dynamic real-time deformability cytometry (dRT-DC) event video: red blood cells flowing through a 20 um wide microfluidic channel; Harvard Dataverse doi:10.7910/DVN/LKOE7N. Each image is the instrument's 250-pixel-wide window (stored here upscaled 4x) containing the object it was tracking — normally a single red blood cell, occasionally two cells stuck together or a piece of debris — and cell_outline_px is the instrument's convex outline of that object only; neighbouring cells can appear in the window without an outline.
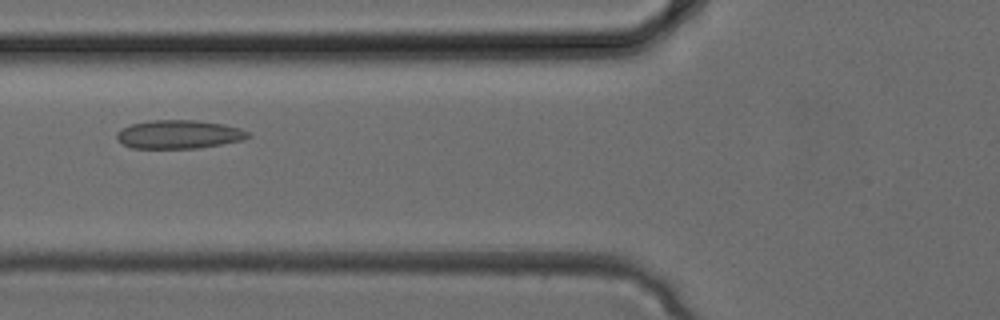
{"species": "common noctule bat (a hibernating species)", "species_latin": "Nyctalus noctula", "temperature_condition": "cold", "stored_images_in_passage": 33, "camera_frame_rate_fps": 3000, "um_per_image_px": 0.085, "animal": {"sex": "female", "body_mass_g": 24.6, "forearm_length_mm": 56.2}, "frame": {"image": 1, "passage_image": 12, "time_ms": 3.667, "image_size_px": [1000, 320], "cell_outline_px": [[252, 136], [244, 140], [196, 148], [132, 148], [116, 140], [116, 132], [132, 124], [152, 120], [196, 120], [224, 124], [240, 128], [248, 132]], "centroid_in_image_um": [15.22, 11.42], "position_along_channel_um": 110.6, "area_um2": 21.79}}
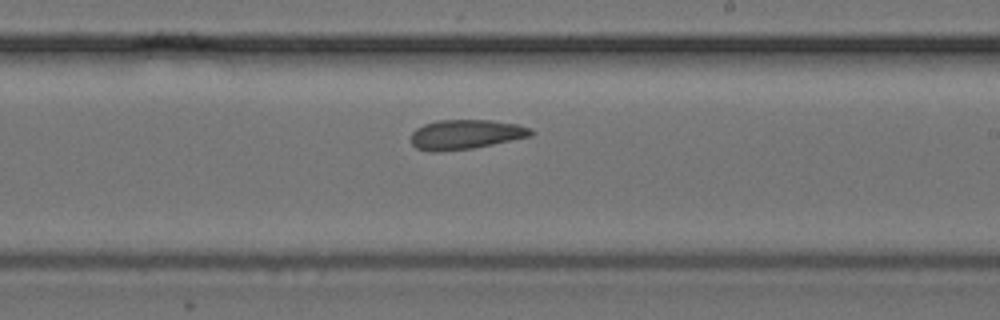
{"frame": {"image": 2, "passage_image": 19, "time_ms": 6.0, "image_size_px": [1000, 320], "cell_outline_px": [[536, 132], [532, 136], [472, 148], [436, 152], [428, 152], [416, 148], [412, 144], [412, 132], [416, 128], [424, 124], [440, 120], [492, 120], [516, 124], [532, 128]], "centroid_in_image_um": [39.6, 11.43], "position_along_channel_um": 249.4, "area_um2": 20.75}}
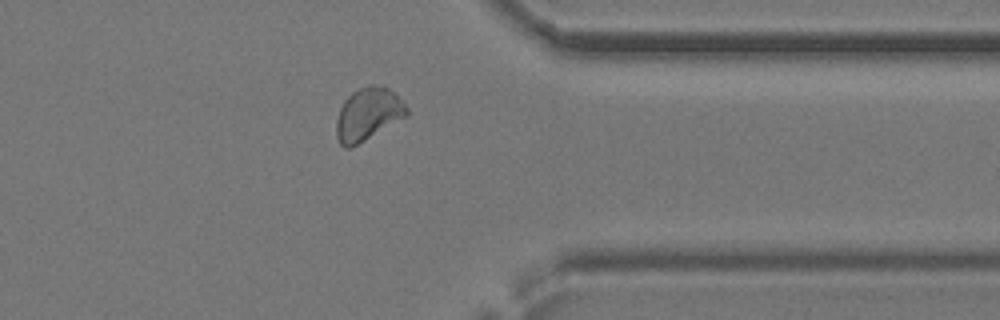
{"frame": {"image": 3, "passage_image": 26, "time_ms": 8.333, "image_size_px": [1000, 320], "cell_outline_px": [[408, 116], [352, 148], [344, 148], [340, 144], [336, 136], [336, 120], [340, 108], [344, 100], [352, 92], [368, 84], [372, 84], [388, 88], [408, 108]], "centroid_in_image_um": [31.26, 9.73], "position_along_channel_um": 380.1, "area_um2": 21.68}}